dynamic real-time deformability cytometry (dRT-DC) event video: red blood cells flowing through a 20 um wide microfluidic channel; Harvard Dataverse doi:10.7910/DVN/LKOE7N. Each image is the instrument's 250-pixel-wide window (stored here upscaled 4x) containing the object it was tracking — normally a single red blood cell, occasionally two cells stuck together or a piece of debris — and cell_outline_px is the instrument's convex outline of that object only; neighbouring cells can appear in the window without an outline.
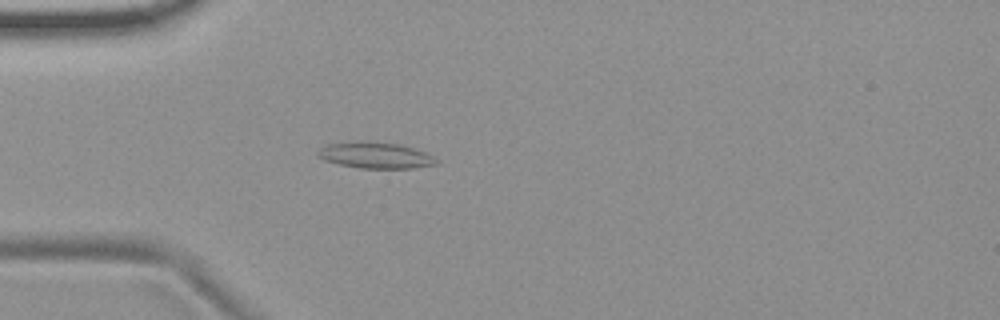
{"species": "common noctule bat (a hibernating species)", "species_latin": "Nyctalus noctula", "temperature_condition": "room temperature", "stored_images_in_passage": 55, "camera_frame_rate_fps": 3000, "um_per_image_px": 0.085, "animal": {"sex": "female", "body_mass_g": 19.9}, "frame": {"image": 1, "passage_image": 16, "time_ms": 5.0, "image_size_px": [1000, 320], "cell_outline_px": [[440, 164], [412, 168], [360, 168], [340, 164], [324, 160], [316, 156], [316, 152], [320, 148], [328, 144], [360, 140], [368, 140], [400, 144], [424, 152], [440, 160]], "centroid_in_image_um": [31.91, 13.19], "position_along_channel_um": 53.1, "area_um2": 18.32}}
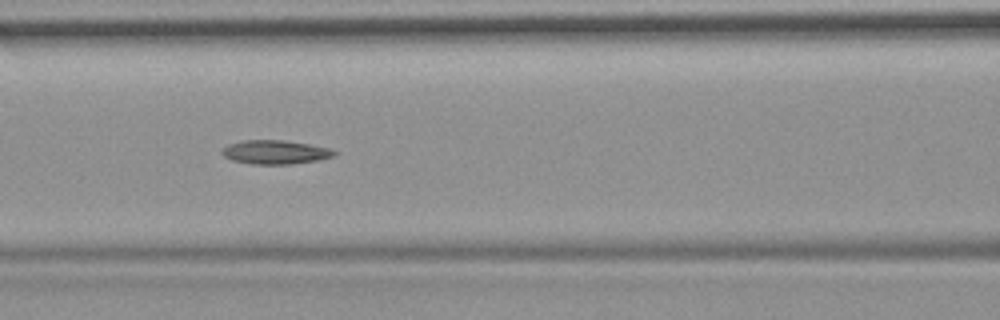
{"frame": {"image": 2, "passage_image": 24, "time_ms": 7.667, "image_size_px": [1000, 320], "cell_outline_px": [[340, 152], [336, 156], [320, 160], [292, 164], [252, 164], [232, 160], [224, 156], [220, 152], [228, 144], [244, 140], [284, 140], [332, 148]], "centroid_in_image_um": [23.47, 12.93], "position_along_channel_um": 143.1, "area_um2": 15.84}}
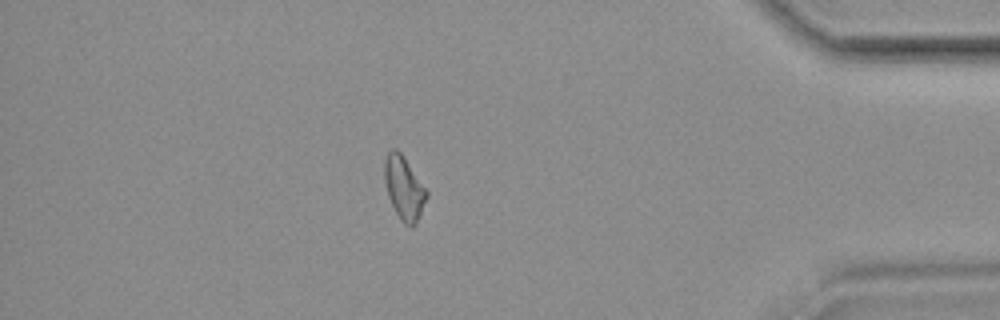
{"frame": {"image": 3, "passage_image": 48, "time_ms": 15.667, "image_size_px": [1000, 320], "cell_outline_px": [[428, 196], [416, 224], [412, 228], [404, 224], [400, 220], [388, 196], [384, 180], [384, 160], [388, 152], [392, 148], [396, 148], [404, 156], [428, 192]], "centroid_in_image_um": [34.34, 15.98], "position_along_channel_um": 400.9, "area_um2": 15.61}}